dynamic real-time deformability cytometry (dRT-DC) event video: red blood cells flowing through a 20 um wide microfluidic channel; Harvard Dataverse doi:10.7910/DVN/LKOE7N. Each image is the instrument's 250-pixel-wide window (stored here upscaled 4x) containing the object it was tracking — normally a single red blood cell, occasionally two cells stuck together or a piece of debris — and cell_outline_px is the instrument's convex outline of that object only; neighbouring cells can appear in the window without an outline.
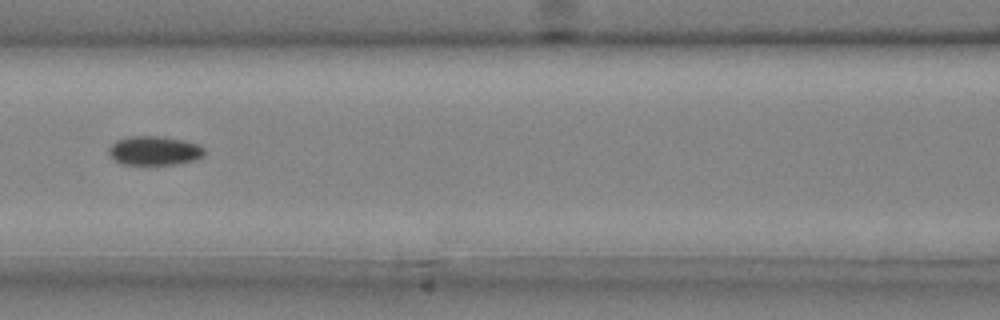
{"species": "common noctule bat (a hibernating species)", "species_latin": "Nyctalus noctula", "temperature_condition": "cold", "stored_images_in_passage": 4, "camera_frame_rate_fps": 3000, "um_per_image_px": 0.085, "animal": {"sex": "male", "body_mass_g": 20.4}, "frame": {"image": 1, "passage_image": 4, "time_ms": 1.0, "image_size_px": [1000, 320], "cell_outline_px": [[204, 156], [196, 160], [176, 164], [124, 164], [112, 160], [108, 152], [108, 148], [116, 140], [132, 136], [164, 136], [184, 140], [200, 144], [204, 148]], "centroid_in_image_um": [13.14, 12.8], "position_along_channel_um": 153.5, "area_um2": 16.42}}